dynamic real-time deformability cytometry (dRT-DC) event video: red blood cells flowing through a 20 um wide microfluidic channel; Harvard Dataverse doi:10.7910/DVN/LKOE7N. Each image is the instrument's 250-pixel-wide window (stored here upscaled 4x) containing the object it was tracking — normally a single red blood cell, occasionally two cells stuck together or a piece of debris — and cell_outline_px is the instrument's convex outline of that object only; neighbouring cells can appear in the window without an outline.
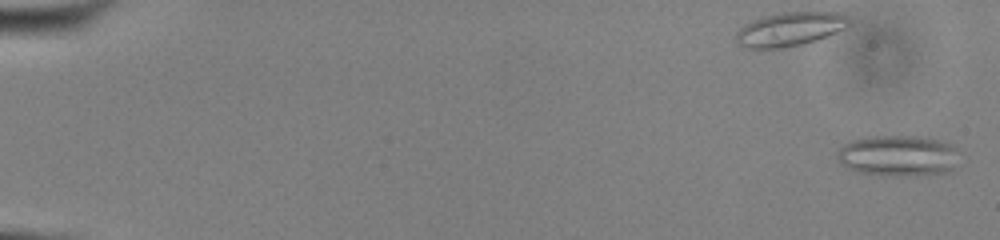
{"species": "common noctule bat (a hibernating species)", "species_latin": "Nyctalus noctula", "temperature_condition": "cold", "stored_images_in_passage": 55, "segment_of_instrument_passage": [1, 2], "camera_frame_rate_fps": 3000, "um_per_image_px": 0.085, "animal": {"sex": "male", "body_mass_g": 13.0, "forearm_length_mm": 53.1}, "frame": {"image": 1, "passage_image": 2, "time_ms": 0.333, "image_size_px": [1000, 240], "cell_outline_px": [[956, 148], [952, 168], [948, 172], [896, 176], [884, 176], [860, 172], [840, 164], [836, 160], [836, 156], [840, 148], [844, 144], [852, 140], [872, 136], [916, 136], [936, 140], [952, 144]], "centroid_in_image_um": [76.26, 13.23], "position_along_channel_um": 8.7, "area_um2": 28.67}}
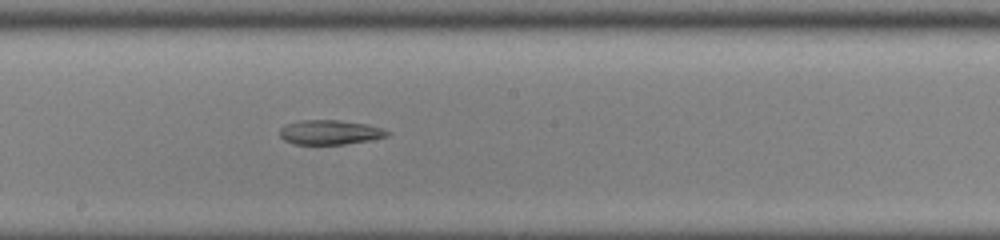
{"frame": {"image": 2, "passage_image": 32, "time_ms": 10.333, "image_size_px": [1000, 240], "cell_outline_px": [[392, 132], [388, 136], [368, 140], [344, 144], [292, 144], [284, 140], [280, 136], [280, 128], [284, 124], [300, 120], [340, 120], [368, 124], [384, 128]], "centroid_in_image_um": [28.05, 11.23], "position_along_channel_um": 220.2, "area_um2": 15.55}}
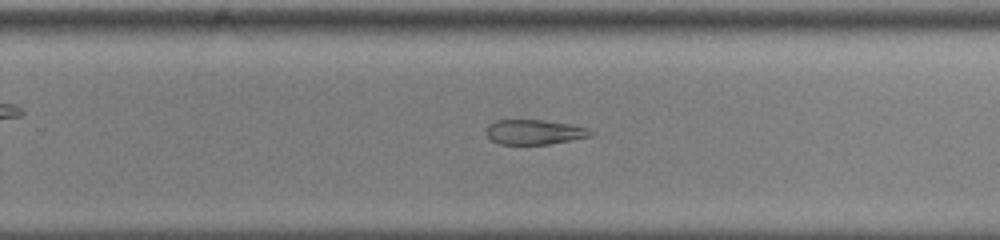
{"frame": {"image": 3, "passage_image": 37, "time_ms": 12.0, "image_size_px": [1000, 240], "cell_outline_px": [[596, 132], [592, 136], [548, 144], [500, 144], [492, 140], [484, 132], [488, 124], [496, 120], [544, 120], [572, 124], [588, 128]], "centroid_in_image_um": [45.44, 11.21], "position_along_channel_um": 284.4, "area_um2": 15.26}}